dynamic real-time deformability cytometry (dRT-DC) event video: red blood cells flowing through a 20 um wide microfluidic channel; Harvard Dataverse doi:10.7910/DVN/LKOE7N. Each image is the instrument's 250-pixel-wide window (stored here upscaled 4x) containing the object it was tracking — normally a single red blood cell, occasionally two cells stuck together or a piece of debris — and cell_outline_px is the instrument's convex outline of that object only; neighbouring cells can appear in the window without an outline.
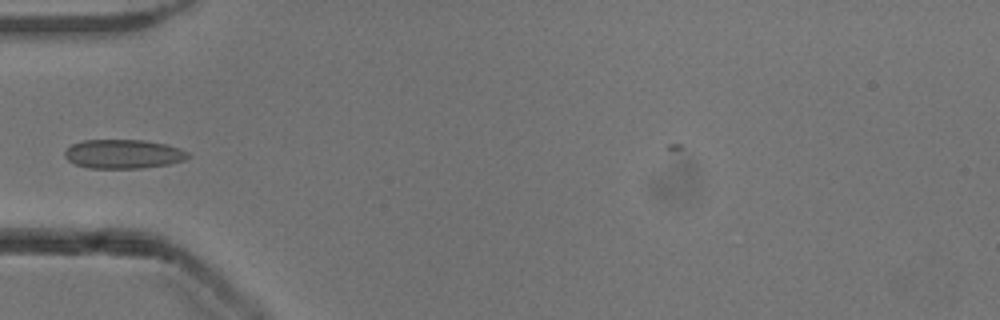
{"species": "common noctule bat (a hibernating species)", "species_latin": "Nyctalus noctula", "temperature_condition": "cold", "stored_images_in_passage": 34, "camera_frame_rate_fps": 3000, "um_per_image_px": 0.085, "animal": {"sex": "male", "body_mass_g": 13.3}, "frame": {"image": 1, "passage_image": 1, "time_ms": 0.0, "image_size_px": [1000, 320], "cell_outline_px": [[188, 156], [184, 160], [168, 164], [140, 168], [88, 168], [76, 164], [68, 160], [64, 156], [64, 152], [72, 144], [84, 140], [144, 140], [164, 144], [180, 148], [188, 152]], "centroid_in_image_um": [10.46, 13.09], "position_along_channel_um": 74.5, "area_um2": 20.69}}
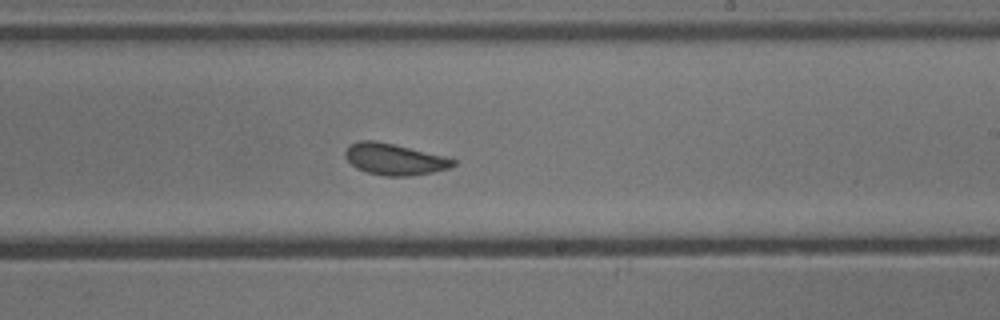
{"frame": {"image": 2, "passage_image": 15, "time_ms": 4.667, "image_size_px": [1000, 320], "cell_outline_px": [[456, 164], [448, 168], [432, 172], [408, 176], [384, 176], [368, 172], [356, 168], [344, 156], [344, 152], [352, 144], [360, 140], [376, 140], [444, 156], [456, 160]], "centroid_in_image_um": [33.51, 13.53], "position_along_channel_um": 255.5, "area_um2": 19.48}}
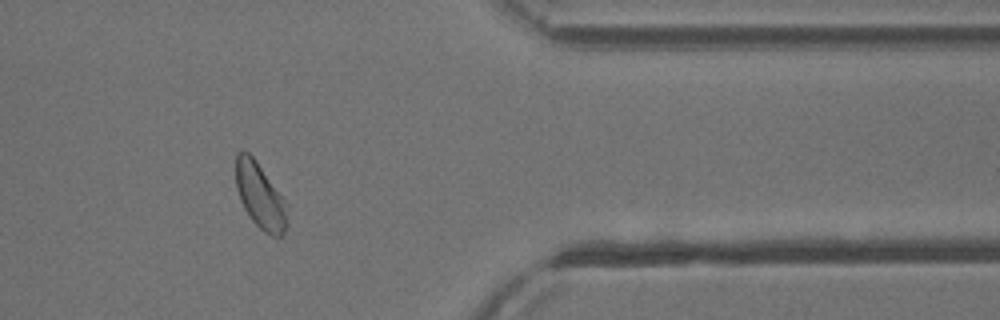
{"frame": {"image": 3, "passage_image": 27, "time_ms": 8.667, "image_size_px": [1000, 320], "cell_outline_px": [[288, 228], [280, 236], [272, 236], [264, 232], [252, 220], [244, 208], [240, 200], [236, 188], [236, 152], [240, 148], [244, 148], [256, 160], [288, 204]], "centroid_in_image_um": [22.12, 16.63], "position_along_channel_um": 389.3, "area_um2": 20.0}}